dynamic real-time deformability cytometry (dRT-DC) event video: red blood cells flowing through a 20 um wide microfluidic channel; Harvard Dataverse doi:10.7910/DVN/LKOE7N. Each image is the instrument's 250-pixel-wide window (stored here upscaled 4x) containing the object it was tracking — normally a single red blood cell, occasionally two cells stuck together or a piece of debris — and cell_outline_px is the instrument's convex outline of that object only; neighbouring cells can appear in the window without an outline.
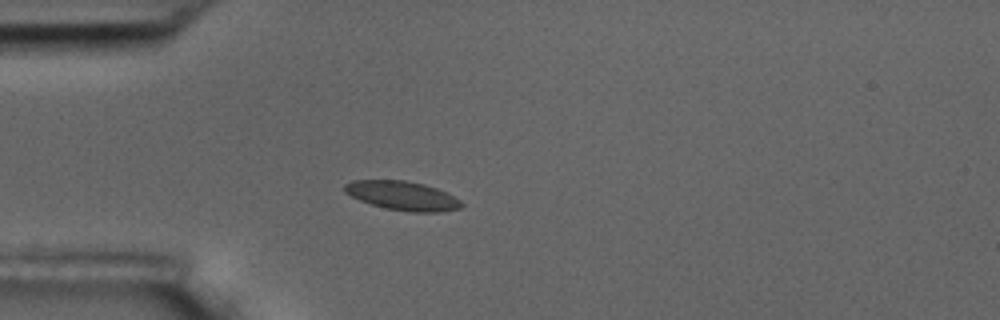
{"species": "common noctule bat (a hibernating species)", "species_latin": "Nyctalus noctula", "temperature_condition": "room temperature", "stored_images_in_passage": 5, "camera_frame_rate_fps": 3000, "um_per_image_px": 0.085, "animal": {"sex": "male", "body_mass_g": 17.5, "forearm_length_mm": 52.3}, "frame": {"image": 1, "passage_image": 5, "time_ms": 4.667, "image_size_px": [1000, 320], "cell_outline_px": [[464, 204], [460, 208], [440, 212], [412, 212], [388, 208], [372, 204], [360, 200], [344, 192], [344, 184], [352, 180], [404, 180], [424, 184], [436, 188], [460, 200]], "centroid_in_image_um": [34.2, 16.63], "position_along_channel_um": 50.8, "area_um2": 19.54}}